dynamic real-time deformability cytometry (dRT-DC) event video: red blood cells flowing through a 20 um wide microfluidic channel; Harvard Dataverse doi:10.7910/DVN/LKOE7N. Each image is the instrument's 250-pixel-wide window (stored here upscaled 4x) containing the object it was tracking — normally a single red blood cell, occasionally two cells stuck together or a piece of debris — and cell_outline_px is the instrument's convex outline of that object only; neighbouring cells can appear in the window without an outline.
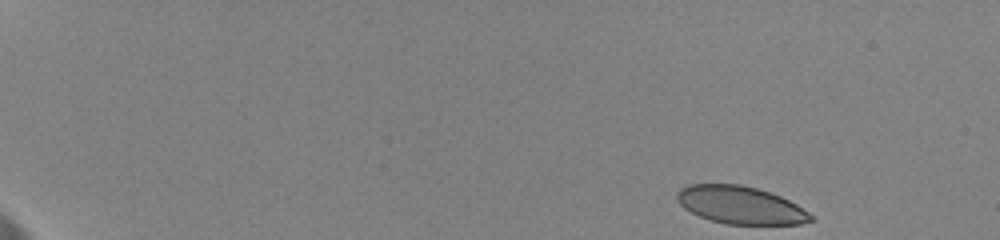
{"species": "human", "species_latin": "Homo sapiens", "temperature_condition": "cold", "stored_images_in_passage": 82, "camera_frame_rate_fps": 3000, "um_per_image_px": 0.085, "donor": {"sex": "female"}, "frame": {"image": 1, "passage_image": 1, "time_ms": 0.0, "image_size_px": [1000, 240], "cell_outline_px": [[816, 220], [800, 224], [724, 224], [700, 216], [684, 208], [680, 204], [676, 196], [676, 192], [680, 188], [688, 184], [740, 184], [756, 188], [780, 196], [796, 204], [808, 212]], "centroid_in_image_um": [62.93, 17.43], "position_along_channel_um": 22.1, "area_um2": 29.25}}
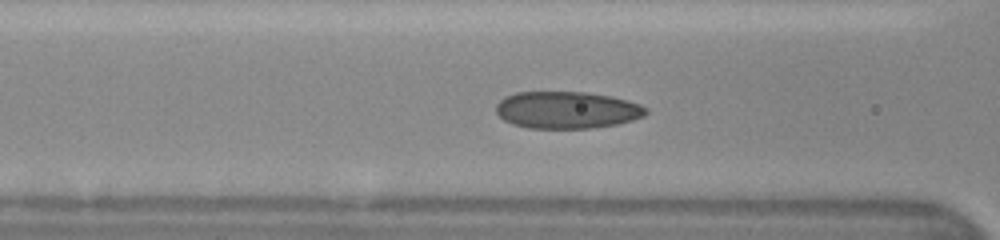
{"frame": {"image": 2, "passage_image": 34, "time_ms": 7.0, "image_size_px": [1000, 240], "cell_outline_px": [[648, 112], [644, 116], [632, 120], [616, 124], [592, 128], [528, 128], [512, 124], [504, 120], [496, 112], [496, 104], [504, 96], [516, 92], [584, 92], [612, 96], [628, 100], [640, 104], [648, 108]], "centroid_in_image_um": [48.19, 9.34], "position_along_channel_um": 118.4, "area_um2": 32.54}}
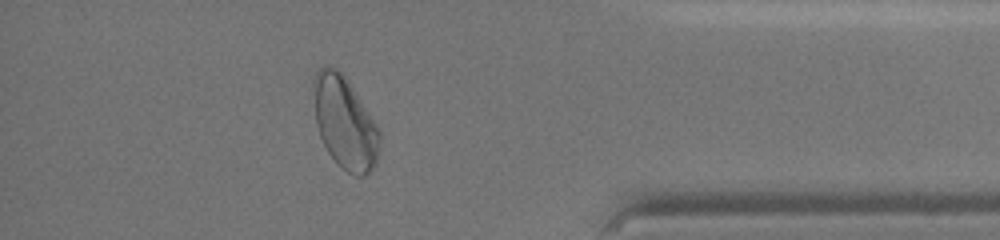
{"frame": {"image": 3, "passage_image": 74, "time_ms": 15.667, "image_size_px": [1000, 240], "cell_outline_px": [[380, 140], [376, 164], [364, 176], [356, 176], [348, 172], [336, 164], [328, 152], [320, 136], [316, 124], [312, 84], [312, 80], [316, 72], [324, 64], [336, 68], [344, 76], [376, 124], [380, 132]], "centroid_in_image_um": [29.28, 10.43], "position_along_channel_um": 405.9, "area_um2": 35.32}, "authors_computed_cell_mechanics": {"area_um2": 31.7322, "velocity_mm_per_s": 3.536, "shape_relaxation_time_tau1_ms": 6.3026, "shape_relaxation_time_tau2_ms": 0.8238, "deformation_change_tau1": 0.1444, "deformation_change_tau2": 0.0517}}